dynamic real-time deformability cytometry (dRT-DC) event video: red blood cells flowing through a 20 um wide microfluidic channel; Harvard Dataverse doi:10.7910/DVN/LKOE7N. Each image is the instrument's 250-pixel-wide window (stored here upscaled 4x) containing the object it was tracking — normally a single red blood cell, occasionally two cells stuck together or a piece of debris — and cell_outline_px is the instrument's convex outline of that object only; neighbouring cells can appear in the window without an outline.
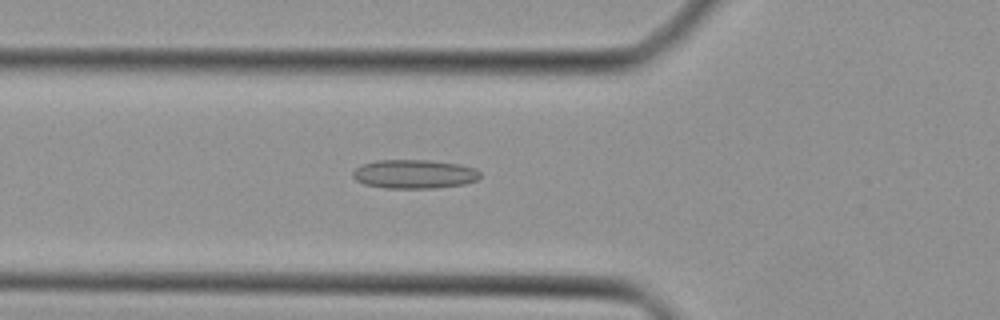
{"species": "Egyptian fruit bat (a non-hibernating species)", "species_latin": "Rousettus aegyptiacus", "temperature_condition": "cold", "stored_images_in_passage": 29, "camera_frame_rate_fps": 3000, "um_per_image_px": 0.085, "animal": {"sex": "female"}, "frame": {"image": 1, "passage_image": 3, "time_ms": 0.667, "image_size_px": [1000, 320], "cell_outline_px": [[480, 176], [476, 180], [464, 184], [436, 188], [384, 188], [364, 184], [356, 180], [352, 176], [352, 172], [360, 164], [376, 160], [428, 160], [456, 164], [476, 168], [480, 172]], "centroid_in_image_um": [35.18, 14.79], "position_along_channel_um": 90.6, "area_um2": 21.5}}
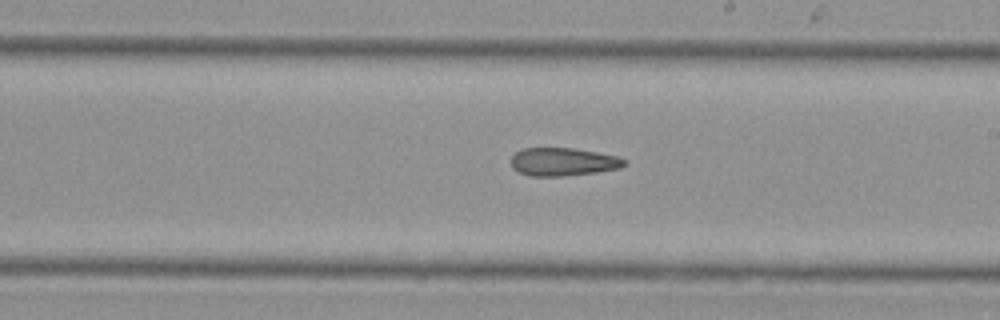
{"frame": {"image": 2, "passage_image": 13, "time_ms": 4.0, "image_size_px": [1000, 320], "cell_outline_px": [[628, 164], [620, 168], [596, 172], [564, 176], [532, 176], [520, 172], [512, 168], [512, 156], [516, 152], [524, 148], [572, 148], [596, 152], [616, 156], [628, 160]], "centroid_in_image_um": [47.9, 13.75], "position_along_channel_um": 241.1, "area_um2": 18.5}}
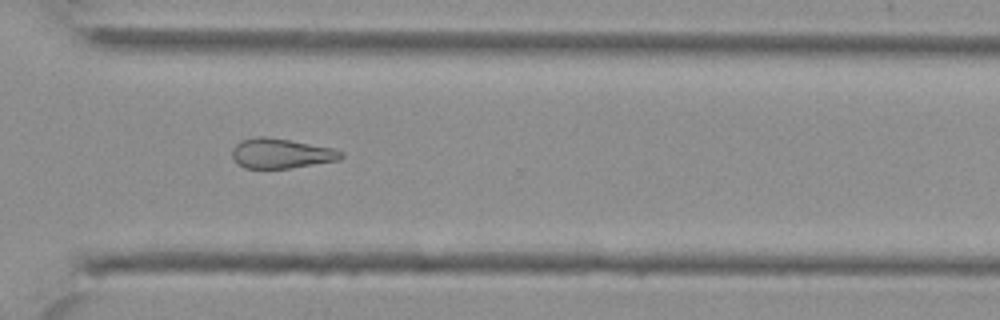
{"frame": {"image": 3, "passage_image": 20, "time_ms": 6.333, "image_size_px": [1000, 320], "cell_outline_px": [[344, 156], [340, 160], [288, 168], [244, 168], [232, 156], [232, 148], [240, 140], [256, 136], [268, 136], [332, 148], [344, 152]], "centroid_in_image_um": [23.89, 13.03], "position_along_channel_um": 346.7, "area_um2": 18.9}}